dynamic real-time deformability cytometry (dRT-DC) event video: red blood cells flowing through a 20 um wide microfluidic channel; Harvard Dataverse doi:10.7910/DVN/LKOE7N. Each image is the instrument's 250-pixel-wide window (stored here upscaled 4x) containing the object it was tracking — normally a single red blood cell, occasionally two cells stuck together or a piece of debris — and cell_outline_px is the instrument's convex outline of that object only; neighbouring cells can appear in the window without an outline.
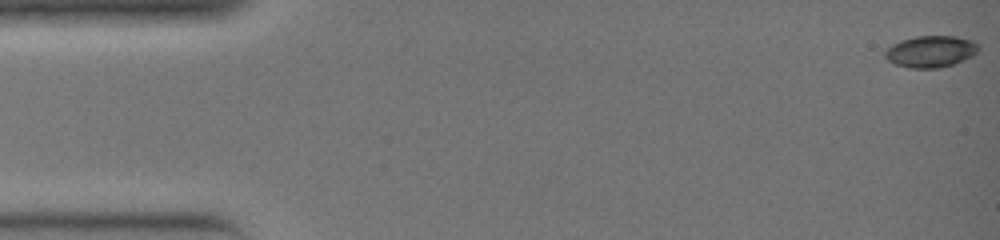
{"species": "common noctule bat (a hibernating species)", "species_latin": "Nyctalus noctula", "temperature_condition": "warm", "stored_images_in_passage": 36, "camera_frame_rate_fps": 3000, "um_per_image_px": 0.085, "animal": {"sex": "female", "body_mass_g": 19.0, "forearm_length_mm": 51.5}, "frame": {"image": 1, "passage_image": 1, "time_ms": 0.0, "image_size_px": [1000, 240], "cell_outline_px": [[980, 48], [972, 56], [952, 64], [940, 68], [912, 68], [896, 64], [888, 60], [884, 56], [884, 52], [892, 44], [900, 40], [916, 36], [956, 36], [972, 40], [980, 44]], "centroid_in_image_um": [79.12, 4.36], "position_along_channel_um": 5.9, "area_um2": 17.22}}
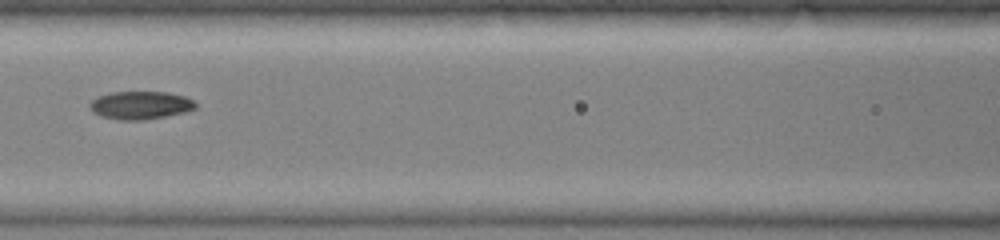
{"frame": {"image": 2, "passage_image": 17, "time_ms": 5.333, "image_size_px": [1000, 240], "cell_outline_px": [[196, 108], [184, 112], [144, 120], [120, 120], [100, 116], [92, 112], [88, 108], [88, 104], [96, 96], [112, 92], [168, 92], [184, 96], [192, 100], [196, 104]], "centroid_in_image_um": [11.87, 8.94], "position_along_channel_um": 154.7, "area_um2": 17.34}}
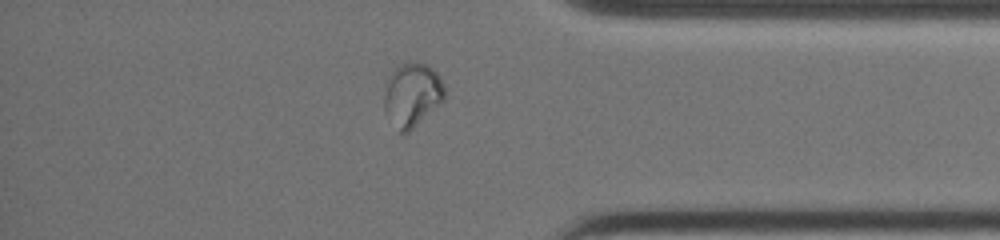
{"frame": {"image": 3, "passage_image": 31, "time_ms": 10.0, "image_size_px": [1000, 240], "cell_outline_px": [[444, 100], [440, 104], [408, 132], [400, 132], [384, 112], [384, 96], [388, 80], [392, 68], [400, 64], [416, 60], [432, 68], [440, 76], [444, 88]], "centroid_in_image_um": [35.02, 8.02], "position_along_channel_um": 400.2, "area_um2": 22.37}}